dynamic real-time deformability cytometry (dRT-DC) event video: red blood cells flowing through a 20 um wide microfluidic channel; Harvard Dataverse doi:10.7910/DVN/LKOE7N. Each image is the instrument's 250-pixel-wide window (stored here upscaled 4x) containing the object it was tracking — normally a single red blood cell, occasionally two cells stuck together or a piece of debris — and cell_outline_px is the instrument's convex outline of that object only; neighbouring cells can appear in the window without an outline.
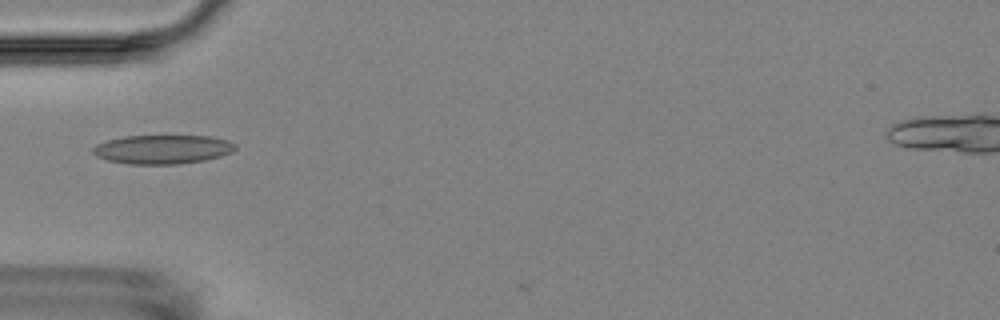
{"species": "Egyptian fruit bat (a non-hibernating species)", "species_latin": "Rousettus aegyptiacus", "temperature_condition": "room temperature", "stored_images_in_passage": 8, "camera_frame_rate_fps": 3000, "um_per_image_px": 0.085, "animal": {"sex": "female"}, "frame": {"image": 1, "passage_image": 5, "time_ms": 4.667, "image_size_px": [1000, 320], "cell_outline_px": [[236, 148], [232, 152], [220, 156], [204, 160], [176, 164], [128, 164], [108, 160], [96, 156], [92, 152], [92, 148], [96, 144], [108, 140], [124, 136], [208, 136], [228, 140], [236, 144]], "centroid_in_image_um": [13.81, 12.69], "position_along_channel_um": 71.2, "area_um2": 23.99}}
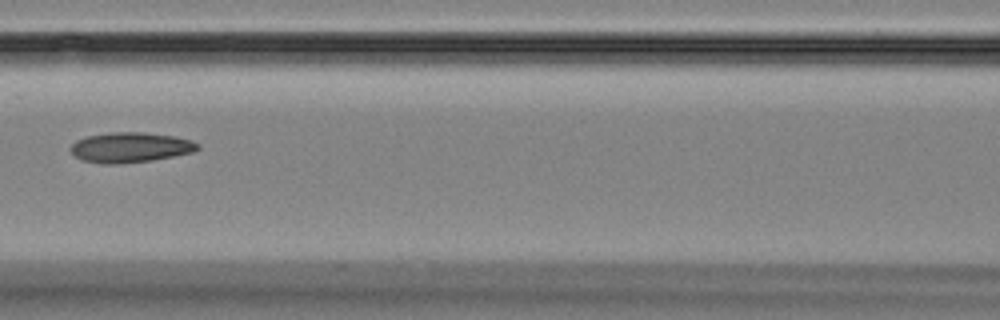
{"frame": {"image": 2, "passage_image": 7, "time_ms": 7.0, "image_size_px": [1000, 320], "cell_outline_px": [[200, 148], [192, 152], [152, 160], [116, 164], [100, 164], [80, 160], [68, 148], [76, 140], [84, 136], [112, 132], [140, 132], [176, 136], [192, 140], [200, 144]], "centroid_in_image_um": [11.05, 12.52], "position_along_channel_um": 155.6, "area_um2": 22.48}}
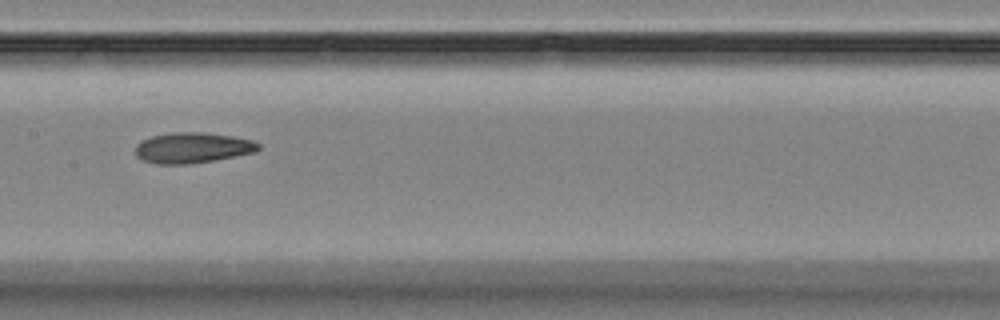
{"frame": {"image": 3, "passage_image": 8, "time_ms": 8.0, "image_size_px": [1000, 320], "cell_outline_px": [[260, 148], [256, 152], [236, 156], [188, 164], [156, 164], [144, 160], [136, 156], [136, 144], [140, 140], [152, 136], [172, 132], [204, 132], [232, 136], [252, 140], [260, 144]], "centroid_in_image_um": [16.35, 12.55], "position_along_channel_um": 191.0, "area_um2": 21.96}}